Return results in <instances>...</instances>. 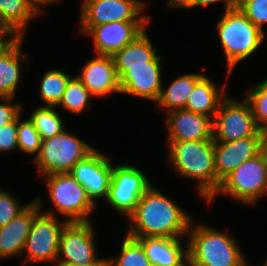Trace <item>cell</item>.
<instances>
[{"label":"cell","mask_w":267,"mask_h":266,"mask_svg":"<svg viewBox=\"0 0 267 266\" xmlns=\"http://www.w3.org/2000/svg\"><path fill=\"white\" fill-rule=\"evenodd\" d=\"M130 237L184 238L193 220L178 204L151 186L128 218Z\"/></svg>","instance_id":"cell-1"},{"label":"cell","mask_w":267,"mask_h":266,"mask_svg":"<svg viewBox=\"0 0 267 266\" xmlns=\"http://www.w3.org/2000/svg\"><path fill=\"white\" fill-rule=\"evenodd\" d=\"M169 162L182 177L198 181L197 190L208 201L217 191L214 139L167 141Z\"/></svg>","instance_id":"cell-2"},{"label":"cell","mask_w":267,"mask_h":266,"mask_svg":"<svg viewBox=\"0 0 267 266\" xmlns=\"http://www.w3.org/2000/svg\"><path fill=\"white\" fill-rule=\"evenodd\" d=\"M190 224L187 233V254L191 266H236L245 256L234 238L205 224ZM193 227V228H192Z\"/></svg>","instance_id":"cell-3"},{"label":"cell","mask_w":267,"mask_h":266,"mask_svg":"<svg viewBox=\"0 0 267 266\" xmlns=\"http://www.w3.org/2000/svg\"><path fill=\"white\" fill-rule=\"evenodd\" d=\"M227 62V79L241 60L251 56L265 40V33L255 26L236 5L225 9L216 24Z\"/></svg>","instance_id":"cell-4"},{"label":"cell","mask_w":267,"mask_h":266,"mask_svg":"<svg viewBox=\"0 0 267 266\" xmlns=\"http://www.w3.org/2000/svg\"><path fill=\"white\" fill-rule=\"evenodd\" d=\"M46 178V187L55 210L42 213L51 216L60 214L68 222H89L96 204L87 195L85 187L70 172L49 174Z\"/></svg>","instance_id":"cell-5"},{"label":"cell","mask_w":267,"mask_h":266,"mask_svg":"<svg viewBox=\"0 0 267 266\" xmlns=\"http://www.w3.org/2000/svg\"><path fill=\"white\" fill-rule=\"evenodd\" d=\"M95 148L77 136L63 130L58 135L42 140L40 152L34 161L42 177L69 173L73 166Z\"/></svg>","instance_id":"cell-6"},{"label":"cell","mask_w":267,"mask_h":266,"mask_svg":"<svg viewBox=\"0 0 267 266\" xmlns=\"http://www.w3.org/2000/svg\"><path fill=\"white\" fill-rule=\"evenodd\" d=\"M219 194L228 195L235 201L247 205H255L260 197L267 194V163L261 153L228 174L207 202H213Z\"/></svg>","instance_id":"cell-7"},{"label":"cell","mask_w":267,"mask_h":266,"mask_svg":"<svg viewBox=\"0 0 267 266\" xmlns=\"http://www.w3.org/2000/svg\"><path fill=\"white\" fill-rule=\"evenodd\" d=\"M151 182L138 167L130 164L113 165L111 183L106 202L129 218Z\"/></svg>","instance_id":"cell-8"},{"label":"cell","mask_w":267,"mask_h":266,"mask_svg":"<svg viewBox=\"0 0 267 266\" xmlns=\"http://www.w3.org/2000/svg\"><path fill=\"white\" fill-rule=\"evenodd\" d=\"M94 224L68 222L61 232L57 262L76 266H106L95 246Z\"/></svg>","instance_id":"cell-9"},{"label":"cell","mask_w":267,"mask_h":266,"mask_svg":"<svg viewBox=\"0 0 267 266\" xmlns=\"http://www.w3.org/2000/svg\"><path fill=\"white\" fill-rule=\"evenodd\" d=\"M250 103L226 97L213 119L214 142H231L256 136L260 132Z\"/></svg>","instance_id":"cell-10"},{"label":"cell","mask_w":267,"mask_h":266,"mask_svg":"<svg viewBox=\"0 0 267 266\" xmlns=\"http://www.w3.org/2000/svg\"><path fill=\"white\" fill-rule=\"evenodd\" d=\"M145 2L140 0H84L81 5V33L92 27L115 21H150L142 16Z\"/></svg>","instance_id":"cell-11"},{"label":"cell","mask_w":267,"mask_h":266,"mask_svg":"<svg viewBox=\"0 0 267 266\" xmlns=\"http://www.w3.org/2000/svg\"><path fill=\"white\" fill-rule=\"evenodd\" d=\"M68 223L40 212L32 223L24 253L27 262H57L61 232Z\"/></svg>","instance_id":"cell-12"},{"label":"cell","mask_w":267,"mask_h":266,"mask_svg":"<svg viewBox=\"0 0 267 266\" xmlns=\"http://www.w3.org/2000/svg\"><path fill=\"white\" fill-rule=\"evenodd\" d=\"M113 171L110 159L94 149L84 159L78 161L70 171L71 175L87 191L91 201L104 198L106 200Z\"/></svg>","instance_id":"cell-13"},{"label":"cell","mask_w":267,"mask_h":266,"mask_svg":"<svg viewBox=\"0 0 267 266\" xmlns=\"http://www.w3.org/2000/svg\"><path fill=\"white\" fill-rule=\"evenodd\" d=\"M150 21H115L92 27L85 35L94 41V50L99 55L112 56L133 42L146 30Z\"/></svg>","instance_id":"cell-14"},{"label":"cell","mask_w":267,"mask_h":266,"mask_svg":"<svg viewBox=\"0 0 267 266\" xmlns=\"http://www.w3.org/2000/svg\"><path fill=\"white\" fill-rule=\"evenodd\" d=\"M40 195L8 224L0 227V259L20 256L24 252L34 218L43 210Z\"/></svg>","instance_id":"cell-15"},{"label":"cell","mask_w":267,"mask_h":266,"mask_svg":"<svg viewBox=\"0 0 267 266\" xmlns=\"http://www.w3.org/2000/svg\"><path fill=\"white\" fill-rule=\"evenodd\" d=\"M260 153V132L231 142H214L217 190L221 181L242 163Z\"/></svg>","instance_id":"cell-16"},{"label":"cell","mask_w":267,"mask_h":266,"mask_svg":"<svg viewBox=\"0 0 267 266\" xmlns=\"http://www.w3.org/2000/svg\"><path fill=\"white\" fill-rule=\"evenodd\" d=\"M76 77L94 97H105L113 92L121 94L120 78L110 55L96 54Z\"/></svg>","instance_id":"cell-17"},{"label":"cell","mask_w":267,"mask_h":266,"mask_svg":"<svg viewBox=\"0 0 267 266\" xmlns=\"http://www.w3.org/2000/svg\"><path fill=\"white\" fill-rule=\"evenodd\" d=\"M167 141H199L213 139V120L185 109L167 113Z\"/></svg>","instance_id":"cell-18"},{"label":"cell","mask_w":267,"mask_h":266,"mask_svg":"<svg viewBox=\"0 0 267 266\" xmlns=\"http://www.w3.org/2000/svg\"><path fill=\"white\" fill-rule=\"evenodd\" d=\"M161 64L162 62H148V66L129 67L120 77L121 94L157 102L164 88Z\"/></svg>","instance_id":"cell-19"},{"label":"cell","mask_w":267,"mask_h":266,"mask_svg":"<svg viewBox=\"0 0 267 266\" xmlns=\"http://www.w3.org/2000/svg\"><path fill=\"white\" fill-rule=\"evenodd\" d=\"M133 238L142 244L151 266H181L188 259L187 243L183 248L180 238Z\"/></svg>","instance_id":"cell-20"},{"label":"cell","mask_w":267,"mask_h":266,"mask_svg":"<svg viewBox=\"0 0 267 266\" xmlns=\"http://www.w3.org/2000/svg\"><path fill=\"white\" fill-rule=\"evenodd\" d=\"M146 31L111 56L119 78L129 67L148 66V62H161V57L157 55V50Z\"/></svg>","instance_id":"cell-21"},{"label":"cell","mask_w":267,"mask_h":266,"mask_svg":"<svg viewBox=\"0 0 267 266\" xmlns=\"http://www.w3.org/2000/svg\"><path fill=\"white\" fill-rule=\"evenodd\" d=\"M23 39V37H16L0 53V97L15 98L18 83L21 78V67L28 59L21 50Z\"/></svg>","instance_id":"cell-22"},{"label":"cell","mask_w":267,"mask_h":266,"mask_svg":"<svg viewBox=\"0 0 267 266\" xmlns=\"http://www.w3.org/2000/svg\"><path fill=\"white\" fill-rule=\"evenodd\" d=\"M225 85L220 90L209 77L204 75L189 95L185 110L205 115L213 120L222 101L226 98Z\"/></svg>","instance_id":"cell-23"},{"label":"cell","mask_w":267,"mask_h":266,"mask_svg":"<svg viewBox=\"0 0 267 266\" xmlns=\"http://www.w3.org/2000/svg\"><path fill=\"white\" fill-rule=\"evenodd\" d=\"M42 13L31 0H0V24L16 37H24L29 21Z\"/></svg>","instance_id":"cell-24"},{"label":"cell","mask_w":267,"mask_h":266,"mask_svg":"<svg viewBox=\"0 0 267 266\" xmlns=\"http://www.w3.org/2000/svg\"><path fill=\"white\" fill-rule=\"evenodd\" d=\"M203 76L204 74L191 73L181 75L174 79L166 89L162 88L160 97L156 102L157 107L166 109V113L185 109L186 102L195 84Z\"/></svg>","instance_id":"cell-25"},{"label":"cell","mask_w":267,"mask_h":266,"mask_svg":"<svg viewBox=\"0 0 267 266\" xmlns=\"http://www.w3.org/2000/svg\"><path fill=\"white\" fill-rule=\"evenodd\" d=\"M71 78L70 74L61 70L47 71L39 86L40 97L44 101V105L41 106L57 107Z\"/></svg>","instance_id":"cell-26"},{"label":"cell","mask_w":267,"mask_h":266,"mask_svg":"<svg viewBox=\"0 0 267 266\" xmlns=\"http://www.w3.org/2000/svg\"><path fill=\"white\" fill-rule=\"evenodd\" d=\"M91 97H93V95L90 91L76 76H73L69 80L57 106H61L65 110L77 115L84 112L86 109L89 110L92 105Z\"/></svg>","instance_id":"cell-27"},{"label":"cell","mask_w":267,"mask_h":266,"mask_svg":"<svg viewBox=\"0 0 267 266\" xmlns=\"http://www.w3.org/2000/svg\"><path fill=\"white\" fill-rule=\"evenodd\" d=\"M53 108L55 107H36V109L29 115L30 117H28L42 140L58 135L64 130V121L60 114Z\"/></svg>","instance_id":"cell-28"},{"label":"cell","mask_w":267,"mask_h":266,"mask_svg":"<svg viewBox=\"0 0 267 266\" xmlns=\"http://www.w3.org/2000/svg\"><path fill=\"white\" fill-rule=\"evenodd\" d=\"M125 236L118 257L106 258V266H151L142 244L136 238Z\"/></svg>","instance_id":"cell-29"},{"label":"cell","mask_w":267,"mask_h":266,"mask_svg":"<svg viewBox=\"0 0 267 266\" xmlns=\"http://www.w3.org/2000/svg\"><path fill=\"white\" fill-rule=\"evenodd\" d=\"M17 138L19 151L36 156L39 154L42 139L29 118L20 121V115L17 117Z\"/></svg>","instance_id":"cell-30"},{"label":"cell","mask_w":267,"mask_h":266,"mask_svg":"<svg viewBox=\"0 0 267 266\" xmlns=\"http://www.w3.org/2000/svg\"><path fill=\"white\" fill-rule=\"evenodd\" d=\"M245 99L251 105L257 126L260 129L267 128V80L251 88Z\"/></svg>","instance_id":"cell-31"},{"label":"cell","mask_w":267,"mask_h":266,"mask_svg":"<svg viewBox=\"0 0 267 266\" xmlns=\"http://www.w3.org/2000/svg\"><path fill=\"white\" fill-rule=\"evenodd\" d=\"M237 6L262 32L267 23V0H237Z\"/></svg>","instance_id":"cell-32"},{"label":"cell","mask_w":267,"mask_h":266,"mask_svg":"<svg viewBox=\"0 0 267 266\" xmlns=\"http://www.w3.org/2000/svg\"><path fill=\"white\" fill-rule=\"evenodd\" d=\"M28 206V203L21 205L19 198L0 188V227L8 224Z\"/></svg>","instance_id":"cell-33"},{"label":"cell","mask_w":267,"mask_h":266,"mask_svg":"<svg viewBox=\"0 0 267 266\" xmlns=\"http://www.w3.org/2000/svg\"><path fill=\"white\" fill-rule=\"evenodd\" d=\"M18 149L17 118L0 127V152H9Z\"/></svg>","instance_id":"cell-34"},{"label":"cell","mask_w":267,"mask_h":266,"mask_svg":"<svg viewBox=\"0 0 267 266\" xmlns=\"http://www.w3.org/2000/svg\"><path fill=\"white\" fill-rule=\"evenodd\" d=\"M2 100L0 103V127L13 122L19 115H21L22 106L18 104H12L15 98L13 97H0Z\"/></svg>","instance_id":"cell-35"},{"label":"cell","mask_w":267,"mask_h":266,"mask_svg":"<svg viewBox=\"0 0 267 266\" xmlns=\"http://www.w3.org/2000/svg\"><path fill=\"white\" fill-rule=\"evenodd\" d=\"M225 2V9L232 8L237 5V0H169L167 2L166 8H181L190 9L193 7L207 6L210 4H215L217 2Z\"/></svg>","instance_id":"cell-36"},{"label":"cell","mask_w":267,"mask_h":266,"mask_svg":"<svg viewBox=\"0 0 267 266\" xmlns=\"http://www.w3.org/2000/svg\"><path fill=\"white\" fill-rule=\"evenodd\" d=\"M260 153L267 163V128L260 130Z\"/></svg>","instance_id":"cell-37"},{"label":"cell","mask_w":267,"mask_h":266,"mask_svg":"<svg viewBox=\"0 0 267 266\" xmlns=\"http://www.w3.org/2000/svg\"><path fill=\"white\" fill-rule=\"evenodd\" d=\"M15 38L16 36H0V53L6 49L15 40Z\"/></svg>","instance_id":"cell-38"},{"label":"cell","mask_w":267,"mask_h":266,"mask_svg":"<svg viewBox=\"0 0 267 266\" xmlns=\"http://www.w3.org/2000/svg\"><path fill=\"white\" fill-rule=\"evenodd\" d=\"M34 4L37 5V7L41 10L43 8V6H47L49 4H51L52 2H57L60 0H31Z\"/></svg>","instance_id":"cell-39"},{"label":"cell","mask_w":267,"mask_h":266,"mask_svg":"<svg viewBox=\"0 0 267 266\" xmlns=\"http://www.w3.org/2000/svg\"><path fill=\"white\" fill-rule=\"evenodd\" d=\"M0 36H15L10 30L0 24Z\"/></svg>","instance_id":"cell-40"},{"label":"cell","mask_w":267,"mask_h":266,"mask_svg":"<svg viewBox=\"0 0 267 266\" xmlns=\"http://www.w3.org/2000/svg\"><path fill=\"white\" fill-rule=\"evenodd\" d=\"M52 266H76V265L66 264V263H61V262H56L55 265H52Z\"/></svg>","instance_id":"cell-41"},{"label":"cell","mask_w":267,"mask_h":266,"mask_svg":"<svg viewBox=\"0 0 267 266\" xmlns=\"http://www.w3.org/2000/svg\"><path fill=\"white\" fill-rule=\"evenodd\" d=\"M236 266H252V265L248 264V262L246 261V258H245L241 263H239Z\"/></svg>","instance_id":"cell-42"},{"label":"cell","mask_w":267,"mask_h":266,"mask_svg":"<svg viewBox=\"0 0 267 266\" xmlns=\"http://www.w3.org/2000/svg\"><path fill=\"white\" fill-rule=\"evenodd\" d=\"M181 266H191V265L189 264V261L187 259Z\"/></svg>","instance_id":"cell-43"},{"label":"cell","mask_w":267,"mask_h":266,"mask_svg":"<svg viewBox=\"0 0 267 266\" xmlns=\"http://www.w3.org/2000/svg\"><path fill=\"white\" fill-rule=\"evenodd\" d=\"M263 266H267V259H266L265 263L263 264Z\"/></svg>","instance_id":"cell-44"}]
</instances>
